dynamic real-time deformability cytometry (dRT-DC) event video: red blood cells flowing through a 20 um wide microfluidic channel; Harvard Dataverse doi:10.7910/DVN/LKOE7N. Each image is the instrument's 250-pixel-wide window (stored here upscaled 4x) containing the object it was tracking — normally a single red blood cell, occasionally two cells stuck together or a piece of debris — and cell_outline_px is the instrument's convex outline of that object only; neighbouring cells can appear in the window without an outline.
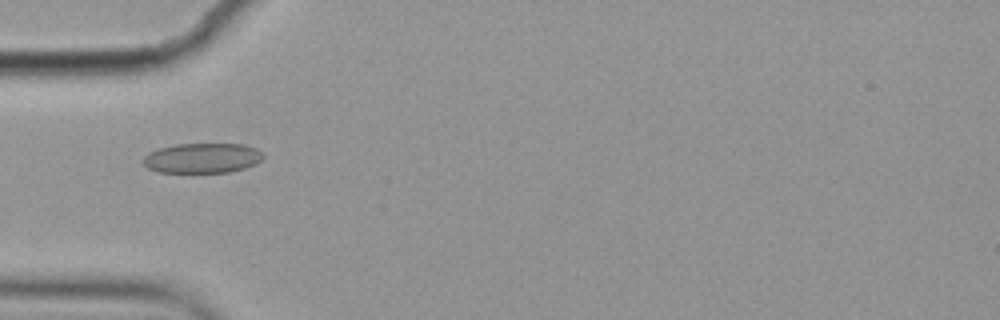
{"species": "common noctule bat (a hibernating species)", "species_latin": "Nyctalus noctula", "temperature_condition": "cold", "stored_images_in_passage": 3, "camera_frame_rate_fps": 3000, "um_per_image_px": 0.085, "animal": {"sex": "female", "body_mass_g": 19.9}, "frame": {"image": 1, "passage_image": 1, "time_ms": 0.0, "image_size_px": [1000, 320], "cell_outline_px": [[264, 156], [256, 164], [244, 168], [228, 172], [160, 172], [148, 168], [140, 160], [148, 152], [160, 148], [176, 144], [244, 144], [256, 148]], "centroid_in_image_um": [17.17, 13.43], "position_along_channel_um": 67.8, "area_um2": 20.92}}
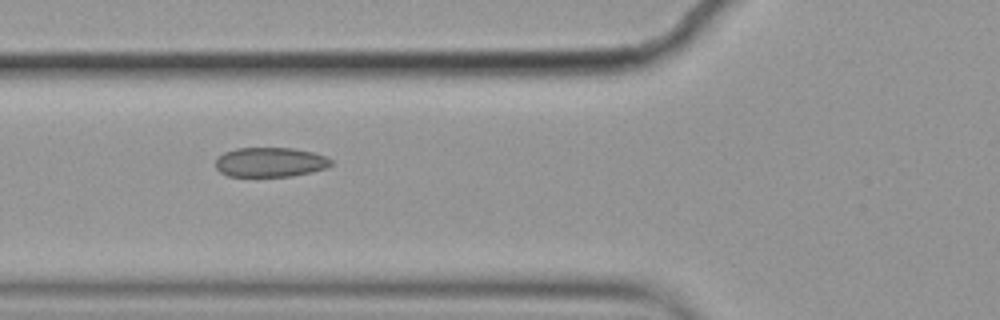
{"frame": {"image": 2, "passage_image": 2, "time_ms": 0.333, "image_size_px": [1000, 320], "cell_outline_px": [[332, 164], [324, 168], [312, 172], [292, 176], [228, 176], [220, 172], [216, 168], [216, 160], [224, 152], [236, 148], [296, 148], [312, 152], [324, 156], [332, 160]], "centroid_in_image_um": [22.96, 13.78], "position_along_channel_um": 102.8, "area_um2": 19.83}}
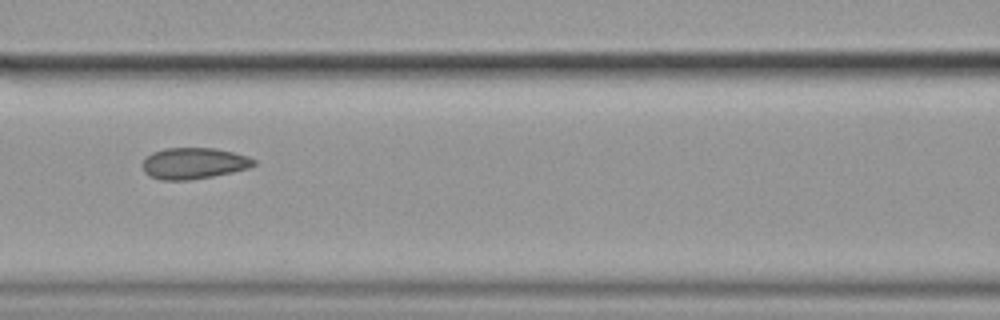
{"frame": {"image": 3, "passage_image": 3, "time_ms": 0.667, "image_size_px": [1000, 320], "cell_outline_px": [[256, 164], [248, 168], [232, 172], [212, 176], [188, 180], [160, 180], [148, 176], [144, 172], [144, 160], [152, 152], [164, 148], [212, 148], [232, 152], [248, 156], [256, 160]], "centroid_in_image_um": [16.47, 13.88], "position_along_channel_um": 150.1, "area_um2": 20.17}}